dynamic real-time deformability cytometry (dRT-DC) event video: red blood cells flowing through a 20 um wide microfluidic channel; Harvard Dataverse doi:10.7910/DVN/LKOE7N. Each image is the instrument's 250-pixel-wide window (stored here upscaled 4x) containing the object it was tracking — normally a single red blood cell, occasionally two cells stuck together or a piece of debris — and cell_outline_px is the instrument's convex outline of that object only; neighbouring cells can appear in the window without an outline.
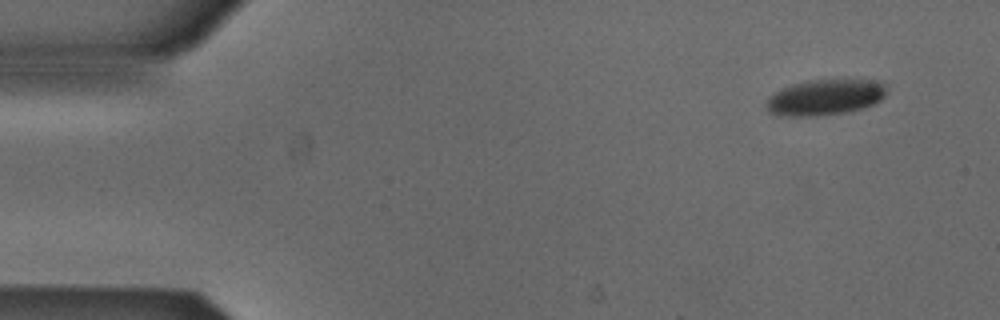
{"species": "Egyptian fruit bat (a non-hibernating species)", "species_latin": "Rousettus aegyptiacus", "temperature_condition": "cold", "stored_images_in_passage": 4, "camera_frame_rate_fps": 3000, "um_per_image_px": 0.085, "animal": {"sex": "male"}, "frame": {"image": 1, "passage_image": 1, "time_ms": 0.0, "image_size_px": [1000, 320], "cell_outline_px": [[884, 96], [880, 100], [872, 104], [860, 108], [844, 112], [816, 116], [776, 116], [768, 112], [764, 108], [764, 104], [768, 96], [792, 84], [808, 80], [880, 80], [884, 84]], "centroid_in_image_um": [70.04, 8.28], "position_along_channel_um": 15.0, "area_um2": 25.03}}